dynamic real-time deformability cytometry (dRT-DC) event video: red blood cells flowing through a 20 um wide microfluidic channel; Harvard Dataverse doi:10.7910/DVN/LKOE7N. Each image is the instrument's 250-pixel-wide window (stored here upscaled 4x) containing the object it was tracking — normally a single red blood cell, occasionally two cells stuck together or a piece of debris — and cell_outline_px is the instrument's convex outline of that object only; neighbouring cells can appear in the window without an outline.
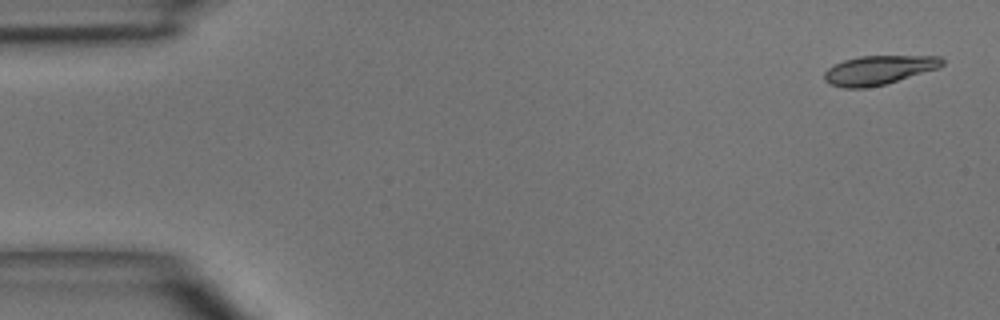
{"species": "common noctule bat (a hibernating species)", "species_latin": "Nyctalus noctula", "temperature_condition": "room temperature", "stored_images_in_passage": 4, "camera_frame_rate_fps": 3000, "um_per_image_px": 0.085, "animal": {"sex": "male", "body_mass_g": 15.6}, "frame": {"image": 1, "passage_image": 1, "time_ms": 0.0, "image_size_px": [1000, 320], "cell_outline_px": [[944, 64], [936, 68], [884, 84], [864, 88], [844, 88], [828, 84], [824, 80], [824, 72], [828, 68], [844, 60], [860, 56], [940, 56], [944, 60]], "centroid_in_image_um": [74.63, 5.95], "position_along_channel_um": 10.4, "area_um2": 19.65}}
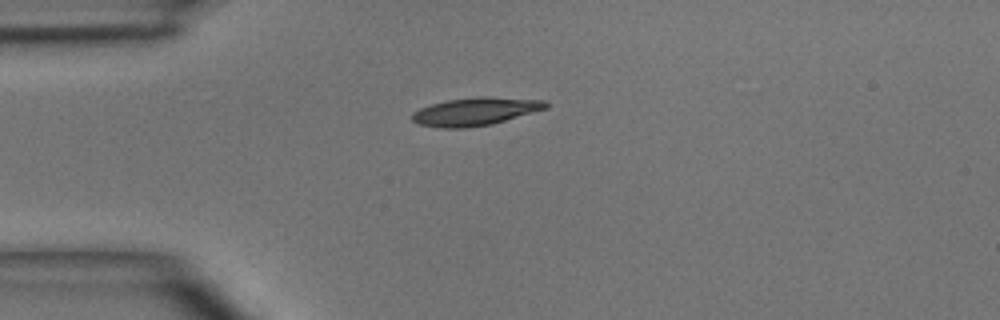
{"frame": {"image": 2, "passage_image": 4, "time_ms": 3.333, "image_size_px": [1000, 320], "cell_outline_px": [[548, 108], [492, 124], [464, 128], [440, 128], [420, 124], [412, 120], [412, 112], [420, 108], [432, 104], [448, 100], [480, 96], [484, 96], [544, 100], [548, 104]], "centroid_in_image_um": [40.41, 9.47], "position_along_channel_um": 44.6, "area_um2": 21.68}}